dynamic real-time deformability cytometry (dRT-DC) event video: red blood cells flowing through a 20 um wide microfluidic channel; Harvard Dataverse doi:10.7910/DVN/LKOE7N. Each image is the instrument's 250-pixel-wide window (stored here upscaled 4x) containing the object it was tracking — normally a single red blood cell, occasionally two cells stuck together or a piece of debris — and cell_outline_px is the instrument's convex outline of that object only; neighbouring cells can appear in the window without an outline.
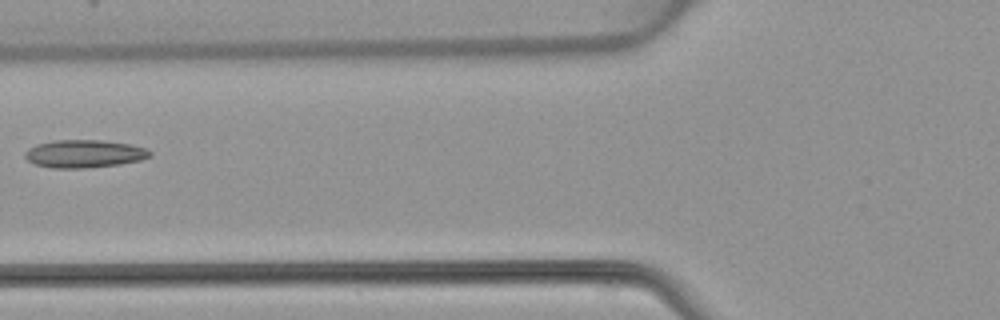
{"species": "common noctule bat (a hibernating species)", "species_latin": "Nyctalus noctula", "temperature_condition": "warm", "stored_images_in_passage": 6, "camera_frame_rate_fps": 3000, "um_per_image_px": 0.085, "animal": {"sex": "female", "body_mass_g": 22.7, "forearm_length_mm": 54.2}, "frame": {"image": 1, "passage_image": 6, "time_ms": 6.0, "image_size_px": [1000, 320], "cell_outline_px": [[152, 156], [140, 160], [120, 164], [84, 168], [52, 168], [32, 164], [24, 156], [24, 152], [28, 148], [36, 144], [52, 140], [100, 140], [128, 144], [144, 148], [152, 152]], "centroid_in_image_um": [7.11, 13.07], "position_along_channel_um": 118.7, "area_um2": 20.35}}